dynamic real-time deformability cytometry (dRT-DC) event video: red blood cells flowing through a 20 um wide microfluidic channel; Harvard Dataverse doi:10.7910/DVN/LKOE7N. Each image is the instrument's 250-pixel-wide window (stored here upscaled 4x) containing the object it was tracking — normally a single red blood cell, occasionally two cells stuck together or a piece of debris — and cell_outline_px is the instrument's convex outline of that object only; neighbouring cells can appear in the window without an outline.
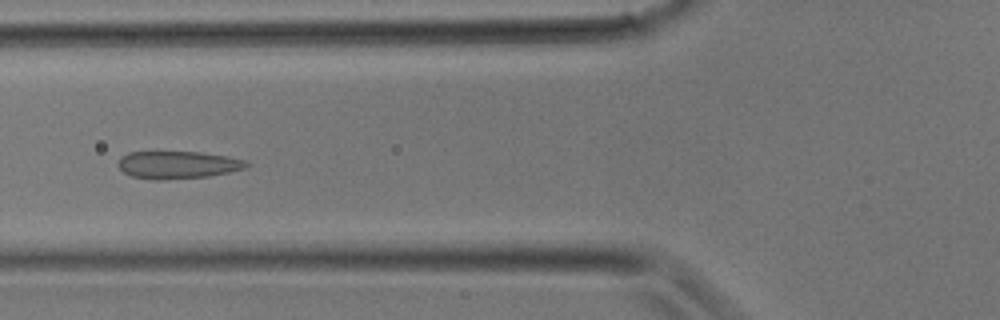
{"species": "common noctule bat (a hibernating species)", "species_latin": "Nyctalus noctula", "temperature_condition": "room temperature", "stored_images_in_passage": 18, "camera_frame_rate_fps": 3000, "um_per_image_px": 0.085, "animal": {"sex": "male", "body_mass_g": 17.9}, "frame": {"image": 1, "passage_image": 6, "time_ms": 1.667, "image_size_px": [1000, 320], "cell_outline_px": [[252, 164], [244, 168], [228, 172], [208, 176], [160, 180], [152, 180], [132, 176], [124, 172], [120, 168], [120, 156], [128, 152], [200, 152], [228, 156], [248, 160]], "centroid_in_image_um": [15.15, 14.0], "position_along_channel_um": 110.6, "area_um2": 20.58}}
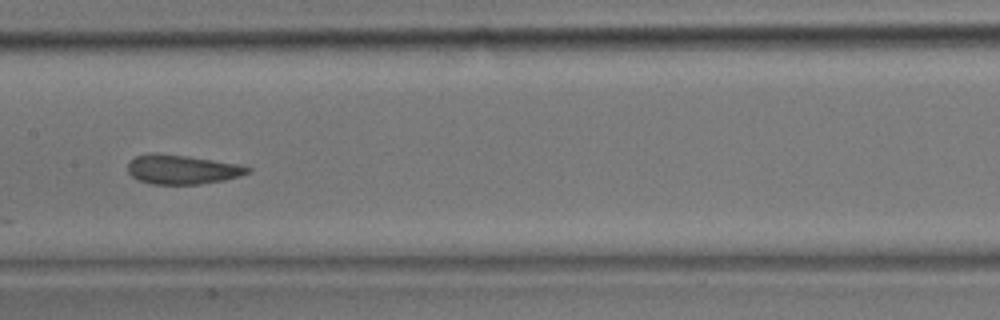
{"frame": {"image": 2, "passage_image": 10, "time_ms": 3.0, "image_size_px": [1000, 320], "cell_outline_px": [[252, 168], [248, 172], [240, 176], [224, 180], [200, 184], [152, 184], [140, 180], [132, 176], [128, 172], [128, 164], [136, 156], [188, 156], [236, 164]], "centroid_in_image_um": [15.53, 14.45], "position_along_channel_um": 191.9, "area_um2": 19.48}}
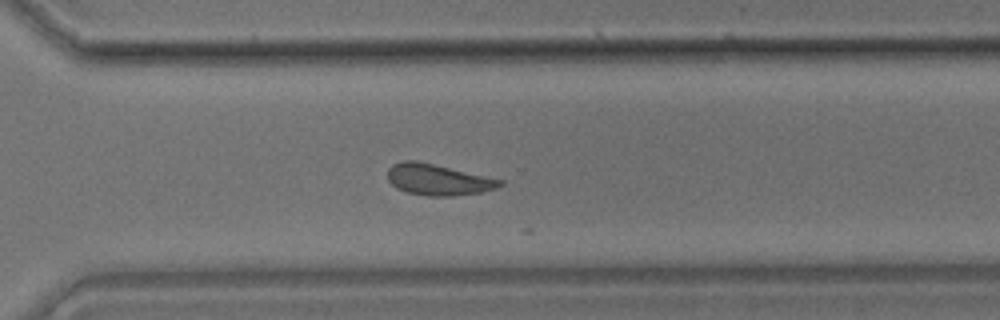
{"frame": {"image": 3, "passage_image": 17, "time_ms": 5.333, "image_size_px": [1000, 320], "cell_outline_px": [[504, 184], [496, 188], [480, 192], [456, 196], [428, 196], [408, 192], [396, 188], [388, 180], [388, 168], [392, 164], [400, 160], [416, 160], [504, 180]], "centroid_in_image_um": [37.22, 15.26], "position_along_channel_um": 333.4, "area_um2": 20.4}}